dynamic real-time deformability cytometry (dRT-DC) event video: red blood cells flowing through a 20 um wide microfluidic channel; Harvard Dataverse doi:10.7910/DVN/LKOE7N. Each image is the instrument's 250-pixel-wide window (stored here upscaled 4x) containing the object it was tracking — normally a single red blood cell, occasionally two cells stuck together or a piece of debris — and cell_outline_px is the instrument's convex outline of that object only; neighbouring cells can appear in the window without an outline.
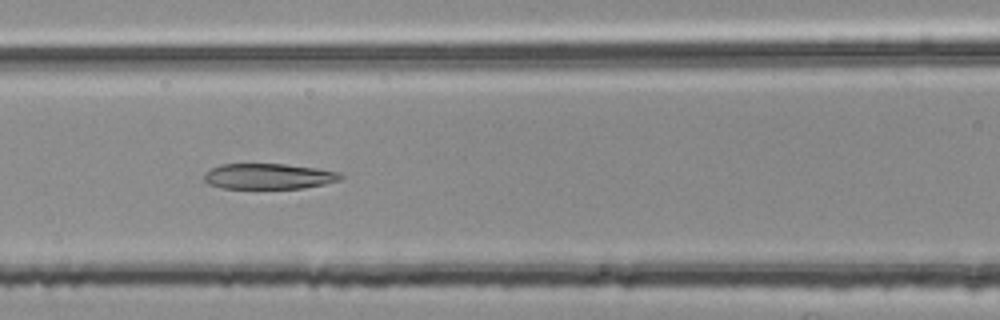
{"species": "common noctule bat (a hibernating species)", "species_latin": "Nyctalus noctula", "temperature_condition": "room temperature", "stored_images_in_passage": 52, "segment_of_instrument_passage": [2, 2], "camera_frame_rate_fps": 3000, "um_per_image_px": 0.085, "animal": {"sex": "female", "body_mass_g": 25.1}, "frame": {"image": 1, "passage_image": 22, "time_ms": 7.0, "image_size_px": [1000, 320], "cell_outline_px": [[344, 176], [340, 180], [324, 184], [304, 188], [220, 188], [208, 184], [204, 180], [204, 172], [220, 164], [284, 164], [316, 168], [336, 172]], "centroid_in_image_um": [22.79, 14.99], "position_along_channel_um": 143.8, "area_um2": 20.29}}
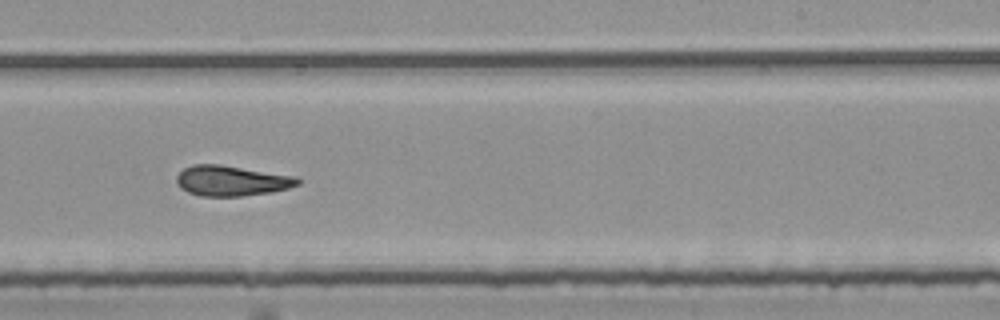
{"frame": {"image": 2, "passage_image": 32, "time_ms": 10.333, "image_size_px": [1000, 320], "cell_outline_px": [[300, 184], [288, 188], [268, 192], [240, 196], [200, 196], [188, 192], [180, 188], [176, 180], [176, 176], [184, 168], [192, 164], [220, 164], [296, 176], [300, 180]], "centroid_in_image_um": [19.66, 15.35], "position_along_channel_um": 269.3, "area_um2": 21.39}}
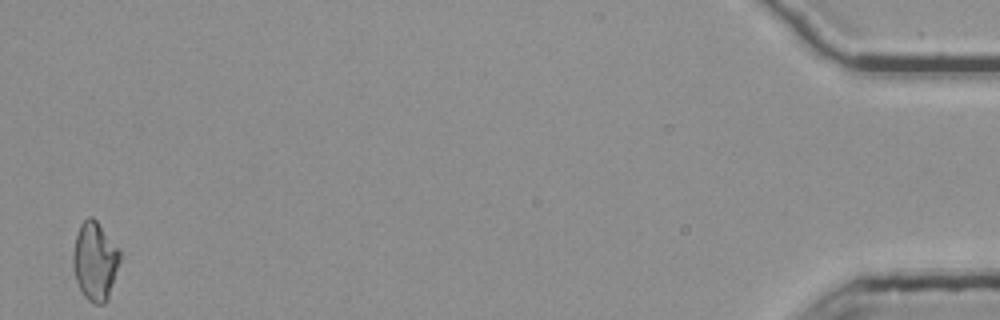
{"frame": {"image": 3, "passage_image": 52, "time_ms": 17.0, "image_size_px": [1000, 320], "cell_outline_px": [[124, 256], [108, 300], [104, 304], [92, 304], [84, 296], [76, 280], [72, 264], [72, 260], [76, 236], [80, 224], [88, 216], [92, 216], [96, 220], [120, 248]], "centroid_in_image_um": [8.14, 22.21], "position_along_channel_um": 427.1, "area_um2": 22.14}}